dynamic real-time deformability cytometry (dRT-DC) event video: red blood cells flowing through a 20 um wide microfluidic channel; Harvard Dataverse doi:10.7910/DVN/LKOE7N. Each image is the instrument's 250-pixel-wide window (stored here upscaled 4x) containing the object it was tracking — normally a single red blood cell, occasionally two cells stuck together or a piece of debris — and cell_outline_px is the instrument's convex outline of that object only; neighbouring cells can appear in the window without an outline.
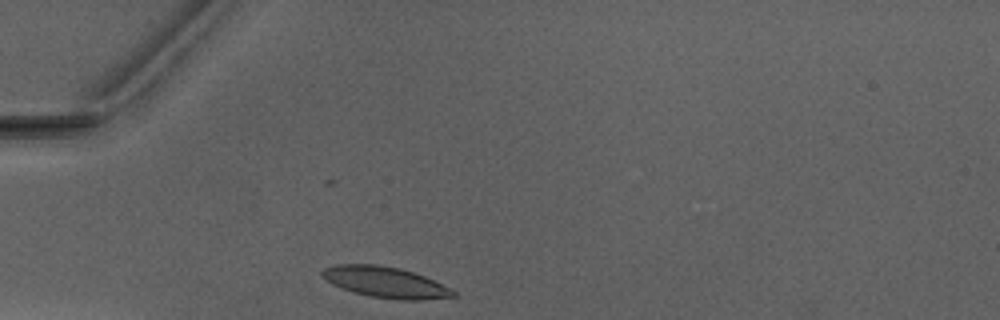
{"species": "Egyptian fruit bat (a non-hibernating species)", "species_latin": "Rousettus aegyptiacus", "temperature_condition": "warm", "stored_images_in_passage": 29, "camera_frame_rate_fps": 3000, "um_per_image_px": 0.085, "animal": {"sex": "male"}, "frame": {"image": 1, "passage_image": 1, "time_ms": 0.0, "image_size_px": [1000, 320], "cell_outline_px": [[456, 296], [420, 300], [404, 300], [368, 296], [352, 292], [332, 284], [320, 276], [320, 272], [324, 268], [336, 264], [376, 264], [400, 268], [424, 276], [456, 292]], "centroid_in_image_um": [32.69, 23.98], "position_along_channel_um": 52.3, "area_um2": 23.47}}
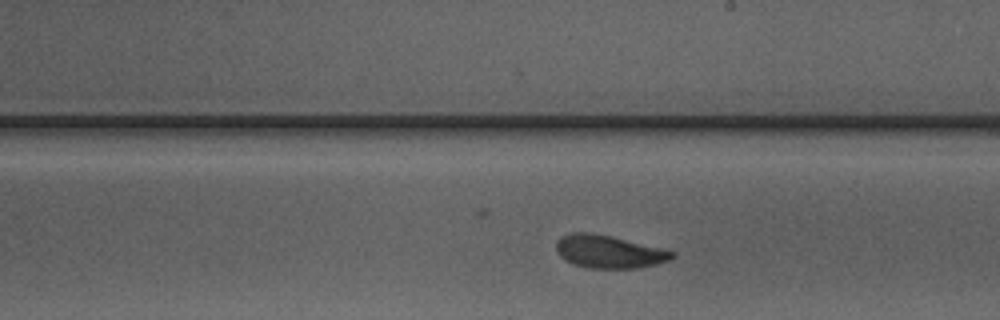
{"frame": {"image": 2, "passage_image": 16, "time_ms": 5.0, "image_size_px": [1000, 320], "cell_outline_px": [[676, 256], [668, 260], [656, 264], [640, 268], [592, 268], [576, 264], [564, 260], [556, 252], [556, 244], [564, 236], [572, 232], [592, 232], [676, 252]], "centroid_in_image_um": [51.75, 21.4], "position_along_channel_um": 237.2, "area_um2": 21.79}}
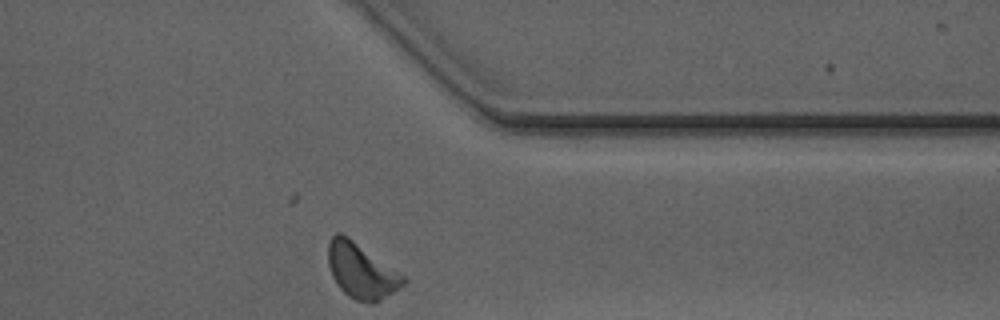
{"frame": {"image": 3, "passage_image": 27, "time_ms": 8.667, "image_size_px": [1000, 320], "cell_outline_px": [[408, 280], [404, 284], [380, 300], [372, 304], [356, 300], [348, 296], [340, 288], [332, 276], [328, 264], [328, 244], [332, 236], [336, 232], [340, 232], [348, 236], [408, 276]], "centroid_in_image_um": [30.74, 23.0], "position_along_channel_um": 380.7, "area_um2": 24.45}, "authors_computed_cell_mechanics": {"area_um2": 22.0218, "velocity_mm_per_s": 4.0363, "shape_relaxation_time_tau1_ms": 2.1364, "shape_relaxation_time_tau2_ms": 2.1532, "deformation_change_tau1": 0.1022, "deformation_change_tau2": 0.0557}}